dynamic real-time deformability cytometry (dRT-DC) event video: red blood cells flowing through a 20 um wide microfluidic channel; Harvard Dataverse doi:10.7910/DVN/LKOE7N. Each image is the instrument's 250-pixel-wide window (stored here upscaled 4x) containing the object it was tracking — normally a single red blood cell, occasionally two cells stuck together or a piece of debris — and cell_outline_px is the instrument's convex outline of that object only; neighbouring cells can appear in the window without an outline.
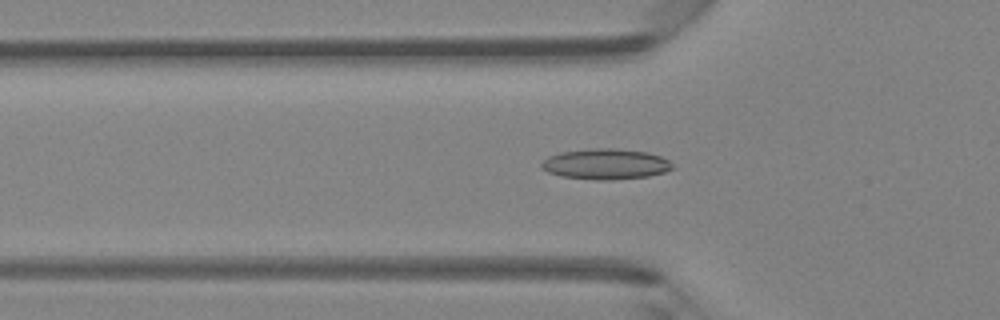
{"species": "Egyptian fruit bat (a non-hibernating species)", "species_latin": "Rousettus aegyptiacus", "temperature_condition": "room temperature", "stored_images_in_passage": 40, "camera_frame_rate_fps": 3000, "um_per_image_px": 0.085, "animal": {"sex": "female"}, "frame": {"image": 1, "passage_image": 9, "time_ms": 2.667, "image_size_px": [1000, 320], "cell_outline_px": [[676, 168], [664, 172], [648, 176], [612, 180], [596, 180], [560, 176], [548, 172], [540, 168], [540, 164], [548, 156], [560, 152], [596, 148], [612, 148], [648, 152], [660, 156], [668, 160]], "centroid_in_image_um": [51.47, 13.95], "position_along_channel_um": 74.3, "area_um2": 23.47}}
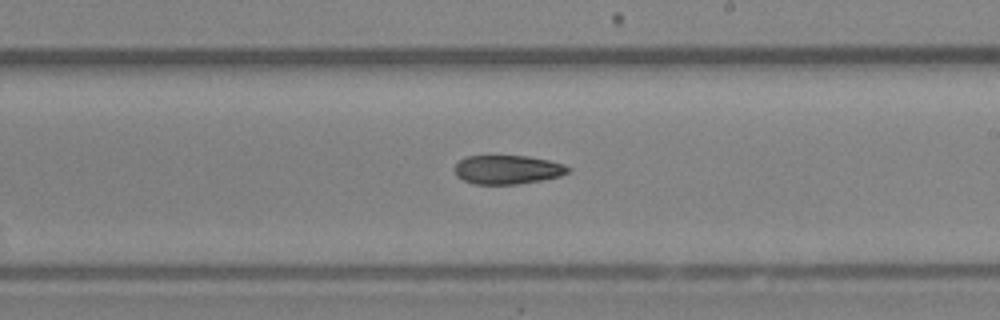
{"frame": {"image": 2, "passage_image": 21, "time_ms": 6.667, "image_size_px": [1000, 320], "cell_outline_px": [[572, 168], [568, 172], [560, 176], [520, 184], [476, 184], [464, 180], [456, 176], [456, 164], [464, 156], [528, 156], [548, 160], [564, 164]], "centroid_in_image_um": [43.16, 14.41], "position_along_channel_um": 245.8, "area_um2": 19.02}}
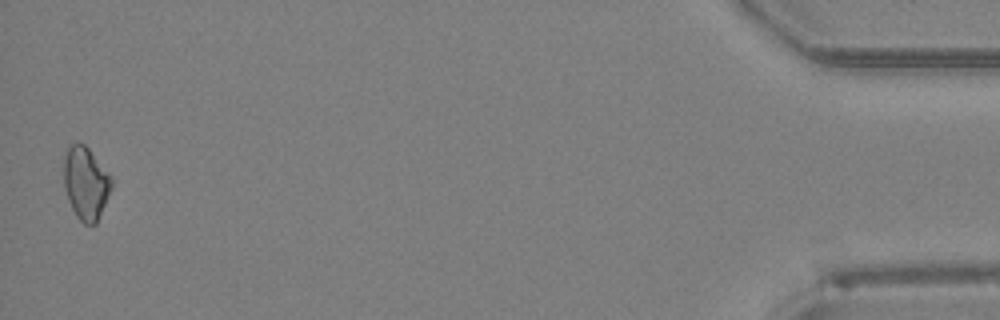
{"frame": {"image": 3, "passage_image": 40, "time_ms": 13.0, "image_size_px": [1000, 320], "cell_outline_px": [[112, 188], [96, 224], [84, 224], [76, 216], [68, 200], [64, 188], [64, 156], [68, 148], [72, 144], [84, 144], [88, 148], [112, 176]], "centroid_in_image_um": [7.3, 15.58], "position_along_channel_um": 427.9, "area_um2": 20.17}}